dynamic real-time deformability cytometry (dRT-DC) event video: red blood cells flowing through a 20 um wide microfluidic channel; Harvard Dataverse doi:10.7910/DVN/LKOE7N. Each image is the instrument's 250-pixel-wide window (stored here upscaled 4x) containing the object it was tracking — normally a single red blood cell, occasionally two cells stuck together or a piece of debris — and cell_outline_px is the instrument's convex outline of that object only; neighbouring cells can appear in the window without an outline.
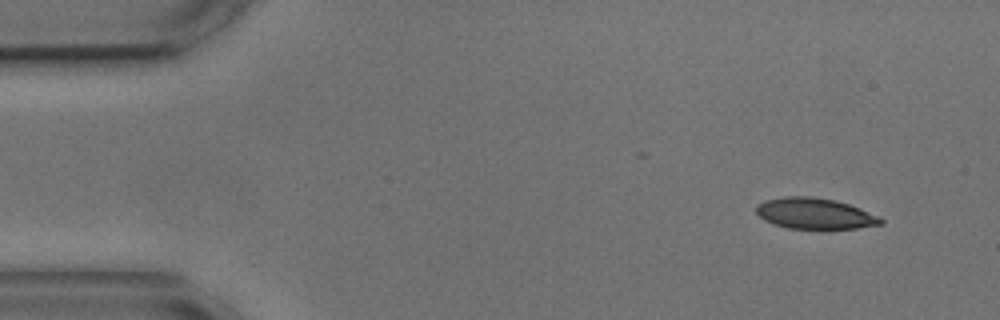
{"species": "common noctule bat (a hibernating species)", "species_latin": "Nyctalus noctula", "temperature_condition": "cold", "stored_images_in_passage": 5, "segment_of_instrument_passage": [1, 2], "camera_frame_rate_fps": 3000, "um_per_image_px": 0.085, "animal": {"sex": "male", "body_mass_g": 17.9, "forearm_length_mm": 54.2}, "frame": {"image": 1, "passage_image": 1, "time_ms": 0.0, "image_size_px": [1000, 320], "cell_outline_px": [[884, 224], [856, 228], [788, 228], [772, 224], [764, 220], [756, 212], [756, 204], [764, 200], [784, 196], [812, 196], [836, 200], [860, 208], [880, 216], [884, 220]], "centroid_in_image_um": [69.26, 18.14], "position_along_channel_um": 15.7, "area_um2": 22.6}}
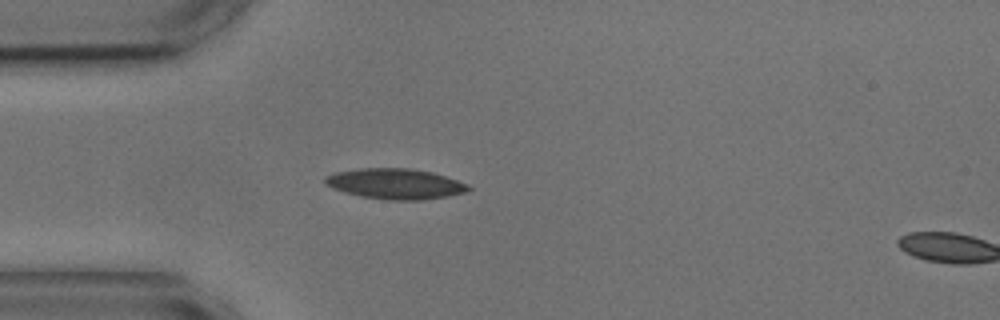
{"frame": {"image": 2, "passage_image": 4, "time_ms": 3.333, "image_size_px": [1000, 320], "cell_outline_px": [[472, 188], [468, 192], [448, 196], [420, 200], [388, 200], [360, 196], [344, 192], [332, 188], [324, 184], [324, 176], [336, 172], [360, 168], [408, 168], [432, 172], [468, 184]], "centroid_in_image_um": [33.58, 15.63], "position_along_channel_um": 51.4, "area_um2": 25.55}}